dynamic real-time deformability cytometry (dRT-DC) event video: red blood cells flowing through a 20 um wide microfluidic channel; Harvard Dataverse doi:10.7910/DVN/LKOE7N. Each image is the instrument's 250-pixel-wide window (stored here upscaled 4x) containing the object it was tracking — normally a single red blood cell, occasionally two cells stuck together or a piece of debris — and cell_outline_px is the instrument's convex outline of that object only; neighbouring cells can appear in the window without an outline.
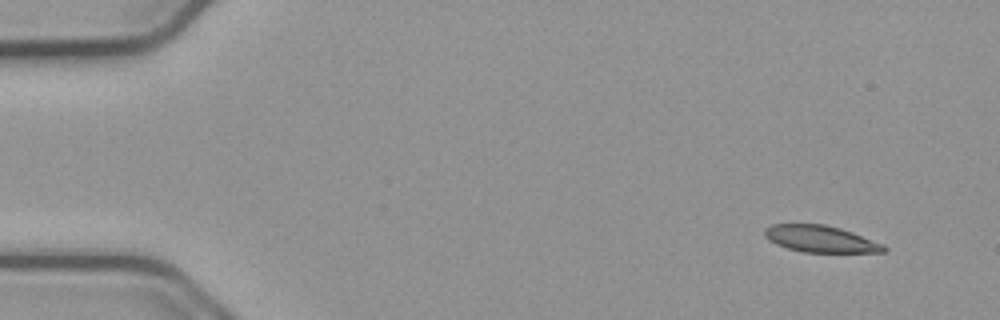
{"species": "common noctule bat (a hibernating species)", "species_latin": "Nyctalus noctula", "temperature_condition": "cold", "stored_images_in_passage": 52, "camera_frame_rate_fps": 3000, "um_per_image_px": 0.085, "animal": {"sex": "male", "body_mass_g": 23.1, "forearm_length_mm": 52.7}, "frame": {"image": 1, "passage_image": 1, "time_ms": 0.0, "image_size_px": [1000, 320], "cell_outline_px": [[888, 248], [884, 252], [804, 252], [788, 248], [776, 244], [768, 240], [764, 236], [764, 228], [772, 224], [824, 224], [840, 228], [852, 232], [884, 244]], "centroid_in_image_um": [69.73, 20.3], "position_along_channel_um": 15.3, "area_um2": 18.55}}
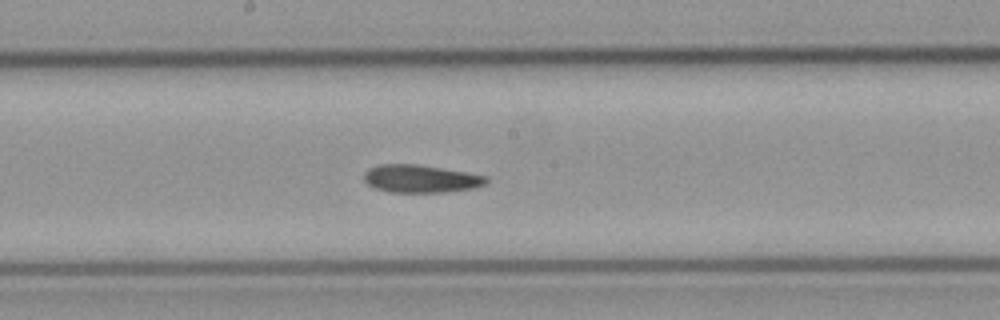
{"frame": {"image": 2, "passage_image": 26, "time_ms": 8.333, "image_size_px": [1000, 320], "cell_outline_px": [[488, 180], [484, 184], [472, 188], [444, 192], [388, 192], [376, 188], [368, 184], [364, 180], [364, 172], [368, 168], [380, 164], [416, 164], [488, 176]], "centroid_in_image_um": [35.71, 15.19], "position_along_channel_um": 212.5, "area_um2": 19.59}}
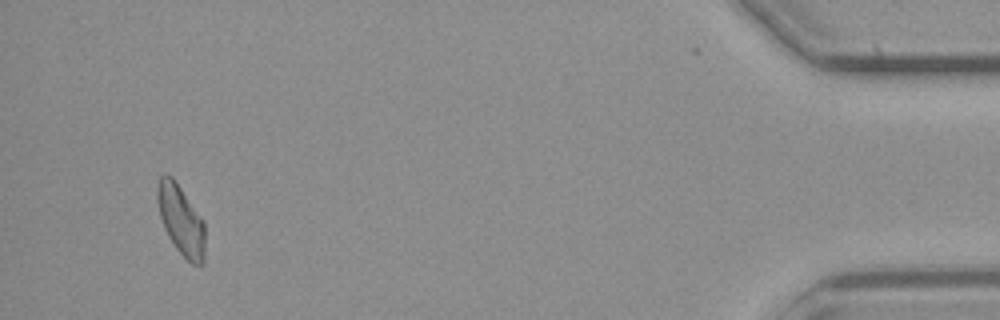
{"frame": {"image": 3, "passage_image": 49, "time_ms": 16.0, "image_size_px": [1000, 320], "cell_outline_px": [[204, 264], [192, 264], [176, 248], [168, 236], [164, 228], [160, 216], [156, 200], [156, 184], [160, 176], [172, 176], [204, 220]], "centroid_in_image_um": [15.37, 18.69], "position_along_channel_um": 419.8, "area_um2": 19.36}, "authors_computed_cell_mechanics": {"area_um2": 19.7676, "velocity_mm_per_s": 3.7391, "shape_relaxation_time_tau1_ms": null, "shape_relaxation_time_tau2_ms": 4.1631, "deformation_change_tau1": null, "deformation_change_tau2": 0.1057}}